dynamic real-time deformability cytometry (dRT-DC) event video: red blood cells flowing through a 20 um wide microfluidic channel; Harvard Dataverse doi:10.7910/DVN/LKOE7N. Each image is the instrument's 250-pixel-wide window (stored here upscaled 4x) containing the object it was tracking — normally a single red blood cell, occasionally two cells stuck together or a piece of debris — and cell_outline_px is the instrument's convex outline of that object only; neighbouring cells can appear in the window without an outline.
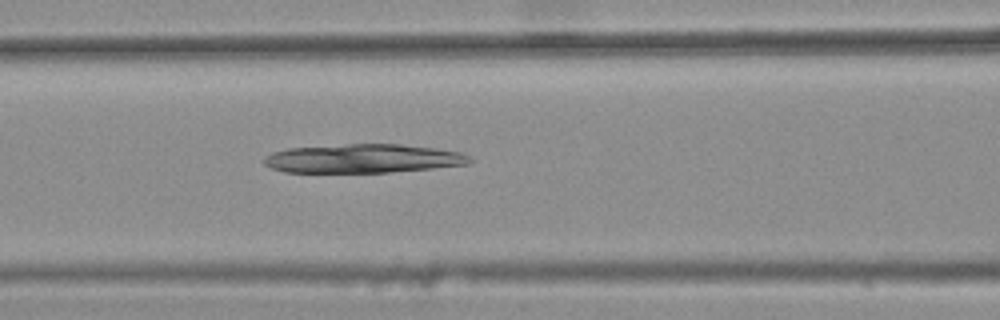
{"species": "common noctule bat (a hibernating species)", "species_latin": "Nyctalus noctula", "temperature_condition": "warm", "stored_images_in_passage": 47, "camera_frame_rate_fps": 3000, "um_per_image_px": 0.085, "animal": {"sex": "female", "body_mass_g": 25.1}, "frame": {"image": 1, "passage_image": 21, "time_ms": 6.667, "image_size_px": [1000, 320], "cell_outline_px": [[472, 160], [468, 164], [432, 168], [388, 172], [284, 172], [272, 168], [264, 164], [264, 156], [272, 152], [288, 148], [348, 144], [400, 144], [464, 152], [472, 156]], "centroid_in_image_um": [30.87, 13.47], "position_along_channel_um": 135.7, "area_um2": 34.51}}
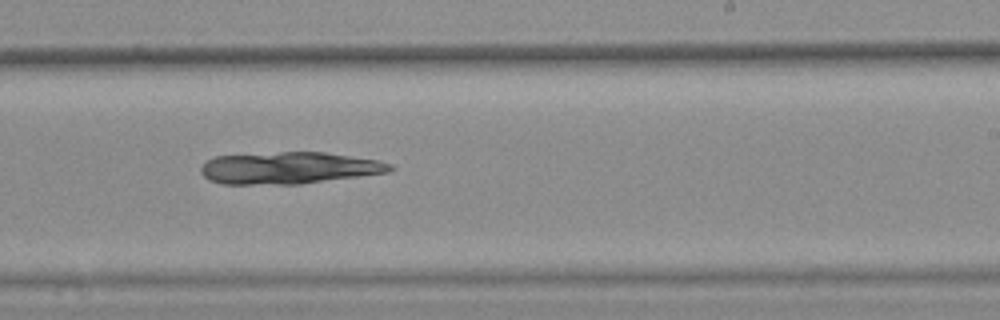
{"frame": {"image": 2, "passage_image": 31, "time_ms": 10.0, "image_size_px": [1000, 320], "cell_outline_px": [[396, 168], [388, 172], [300, 184], [220, 184], [208, 180], [200, 172], [200, 168], [208, 160], [216, 156], [280, 152], [324, 152], [376, 160], [392, 164]], "centroid_in_image_um": [24.54, 14.28], "position_along_channel_um": 264.5, "area_um2": 35.03}}
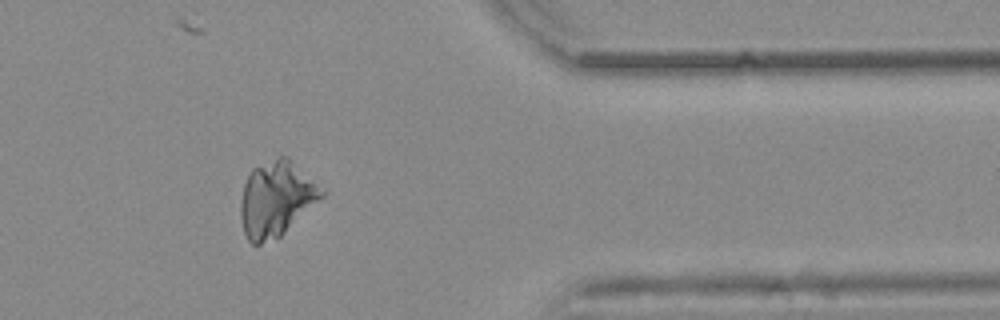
{"frame": {"image": 3, "passage_image": 42, "time_ms": 13.667, "image_size_px": [1000, 320], "cell_outline_px": [[324, 196], [280, 236], [260, 244], [252, 244], [248, 240], [244, 232], [240, 216], [240, 204], [244, 184], [248, 172], [252, 168], [280, 156], [288, 156], [324, 192]], "centroid_in_image_um": [23.43, 16.9], "position_along_channel_um": 388.0, "area_um2": 35.03}}